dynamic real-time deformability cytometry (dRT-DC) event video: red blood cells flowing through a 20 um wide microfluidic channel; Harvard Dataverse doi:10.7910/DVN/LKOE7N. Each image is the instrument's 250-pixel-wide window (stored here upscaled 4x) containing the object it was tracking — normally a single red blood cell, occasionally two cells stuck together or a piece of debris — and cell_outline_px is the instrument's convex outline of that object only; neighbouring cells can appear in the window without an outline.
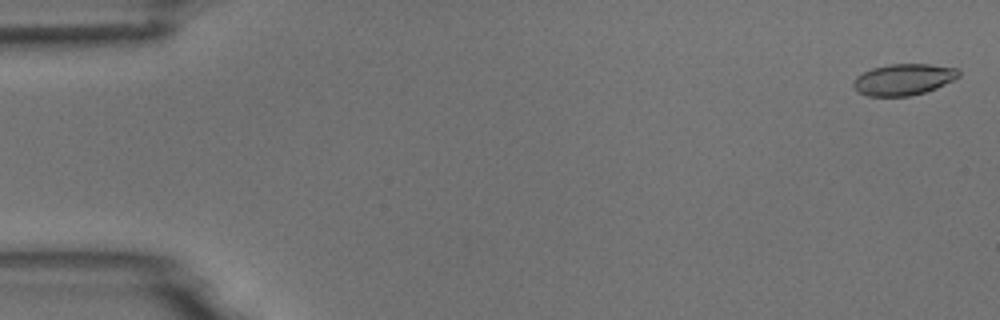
{"species": "common noctule bat (a hibernating species)", "species_latin": "Nyctalus noctula", "temperature_condition": "room temperature", "stored_images_in_passage": 55, "camera_frame_rate_fps": 3000, "um_per_image_px": 0.085, "animal": {"sex": "male", "body_mass_g": 18.8}, "frame": {"image": 1, "passage_image": 2, "time_ms": 0.333, "image_size_px": [1000, 320], "cell_outline_px": [[960, 76], [936, 88], [924, 92], [908, 96], [868, 96], [860, 92], [852, 84], [852, 80], [856, 76], [872, 68], [888, 64], [928, 64], [956, 68], [960, 72]], "centroid_in_image_um": [76.78, 6.75], "position_along_channel_um": 8.2, "area_um2": 19.07}}
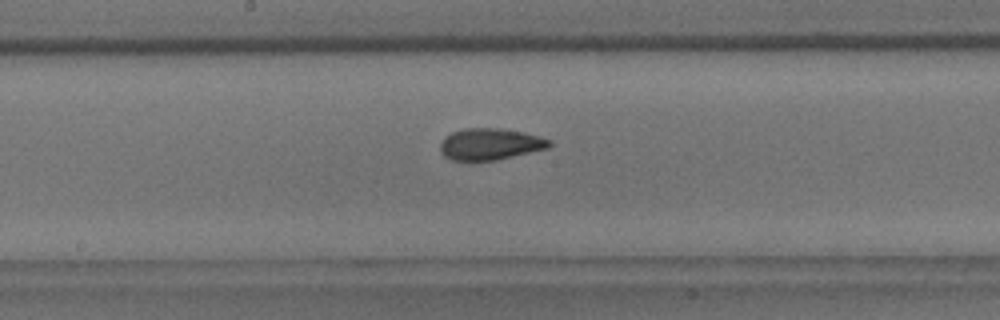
{"frame": {"image": 2, "passage_image": 29, "time_ms": 9.333, "image_size_px": [1000, 320], "cell_outline_px": [[552, 144], [548, 148], [496, 160], [452, 160], [444, 156], [440, 152], [440, 140], [444, 136], [452, 132], [464, 128], [500, 128], [524, 132], [552, 140]], "centroid_in_image_um": [41.64, 12.24], "position_along_channel_um": 206.6, "area_um2": 20.17}}
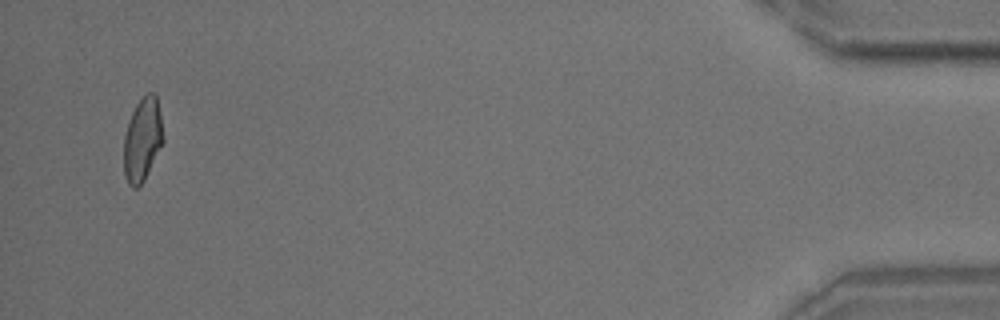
{"frame": {"image": 3, "passage_image": 53, "time_ms": 17.333, "image_size_px": [1000, 320], "cell_outline_px": [[164, 140], [144, 180], [136, 188], [132, 188], [128, 184], [124, 172], [124, 136], [132, 112], [136, 104], [148, 92], [156, 92], [160, 112], [164, 136]], "centroid_in_image_um": [12.12, 11.84], "position_along_channel_um": 423.1, "area_um2": 19.07}, "authors_computed_cell_mechanics": {"area_um2": 19.7098, "velocity_mm_per_s": 3.7242, "shape_relaxation_time_tau1_ms": 5.2674, "shape_relaxation_time_tau2_ms": 1.6578, "deformation_change_tau1": 0.1413, "deformation_change_tau2": 0.0603}}